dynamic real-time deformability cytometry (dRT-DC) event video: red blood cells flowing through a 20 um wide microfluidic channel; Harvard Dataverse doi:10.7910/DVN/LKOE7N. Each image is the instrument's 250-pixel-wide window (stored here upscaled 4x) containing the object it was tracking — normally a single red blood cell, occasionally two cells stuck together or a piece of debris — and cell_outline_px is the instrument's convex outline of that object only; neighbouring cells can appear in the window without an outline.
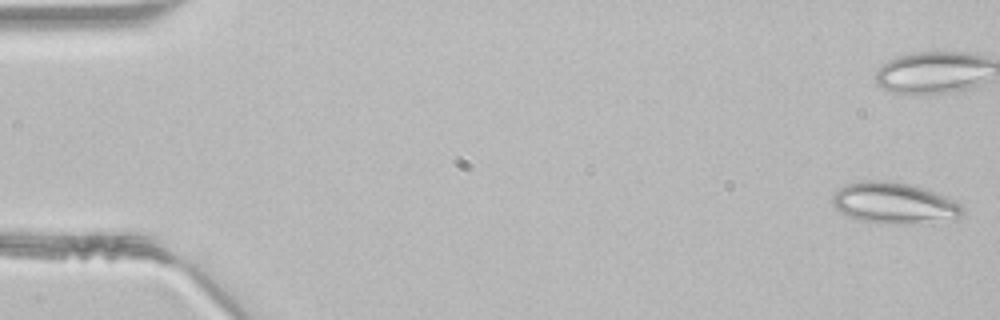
{"species": "common noctule bat (a hibernating species)", "species_latin": "Nyctalus noctula", "temperature_condition": "room temperature", "stored_images_in_passage": 46, "camera_frame_rate_fps": 3000, "um_per_image_px": 0.085, "animal": {"sex": "male", "body_mass_g": 21.5, "forearm_length_mm": 52.0}, "frame": {"image": 1, "passage_image": 1, "time_ms": 0.0, "image_size_px": [1000, 320], "cell_outline_px": [[964, 212], [956, 220], [900, 224], [888, 224], [860, 220], [848, 216], [840, 212], [832, 204], [832, 196], [840, 188], [848, 184], [864, 180], [884, 180], [908, 184], [944, 196], [960, 204], [964, 208]], "centroid_in_image_um": [76.0, 17.28], "position_along_channel_um": 9.0, "area_um2": 30.98}}